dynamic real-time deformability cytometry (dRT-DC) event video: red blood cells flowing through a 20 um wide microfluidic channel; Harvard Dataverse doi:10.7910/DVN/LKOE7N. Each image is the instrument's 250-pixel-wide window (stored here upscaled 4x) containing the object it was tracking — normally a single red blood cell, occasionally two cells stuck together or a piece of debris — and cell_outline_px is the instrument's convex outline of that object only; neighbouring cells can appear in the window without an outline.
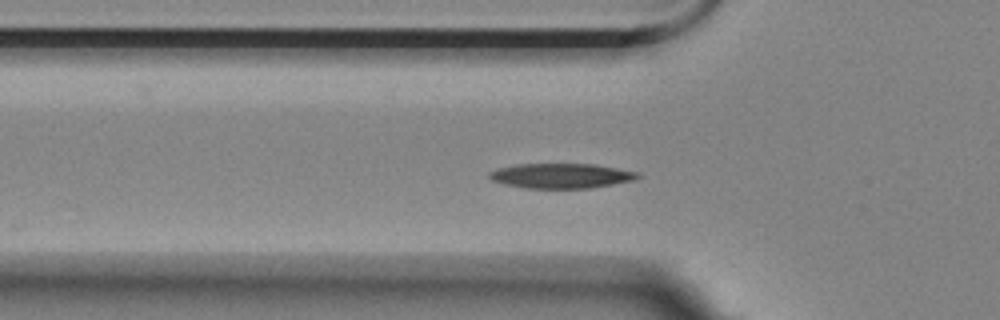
{"species": "Egyptian fruit bat (a non-hibernating species)", "species_latin": "Rousettus aegyptiacus", "temperature_condition": "room temperature", "stored_images_in_passage": 25, "camera_frame_rate_fps": 3000, "um_per_image_px": 0.085, "animal": {"sex": "female"}, "frame": {"image": 1, "passage_image": 4, "time_ms": 1.0, "image_size_px": [1000, 320], "cell_outline_px": [[640, 176], [636, 180], [592, 188], [524, 188], [504, 184], [492, 180], [488, 176], [488, 172], [496, 168], [516, 164], [596, 164], [640, 172]], "centroid_in_image_um": [47.71, 14.94], "position_along_channel_um": 78.1, "area_um2": 21.79}}
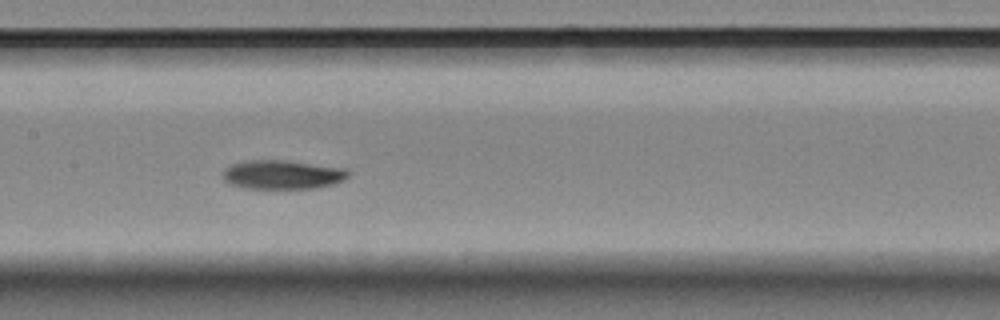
{"frame": {"image": 2, "passage_image": 13, "time_ms": 4.0, "image_size_px": [1000, 320], "cell_outline_px": [[348, 176], [344, 180], [332, 184], [316, 188], [244, 188], [228, 184], [224, 180], [224, 168], [232, 164], [248, 160], [284, 160], [344, 168], [348, 172]], "centroid_in_image_um": [23.97, 14.84], "position_along_channel_um": 183.4, "area_um2": 21.04}}
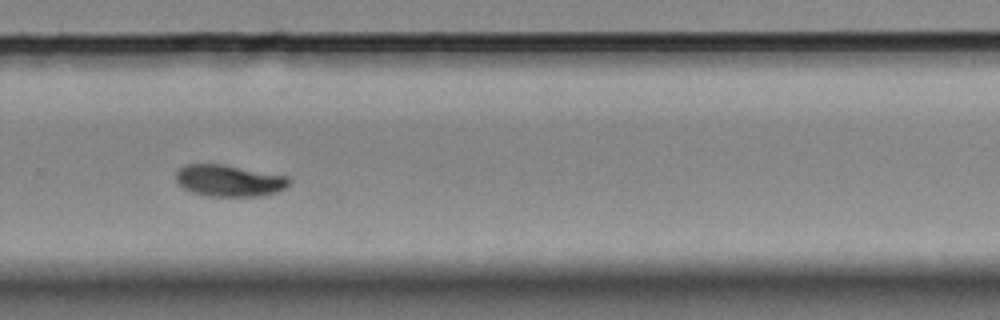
{"frame": {"image": 3, "passage_image": 24, "time_ms": 7.667, "image_size_px": [1000, 320], "cell_outline_px": [[292, 180], [284, 188], [276, 192], [260, 196], [208, 196], [192, 192], [184, 188], [176, 180], [176, 172], [184, 164], [224, 164], [288, 176]], "centroid_in_image_um": [19.48, 15.34], "position_along_channel_um": 310.3, "area_um2": 20.87}}